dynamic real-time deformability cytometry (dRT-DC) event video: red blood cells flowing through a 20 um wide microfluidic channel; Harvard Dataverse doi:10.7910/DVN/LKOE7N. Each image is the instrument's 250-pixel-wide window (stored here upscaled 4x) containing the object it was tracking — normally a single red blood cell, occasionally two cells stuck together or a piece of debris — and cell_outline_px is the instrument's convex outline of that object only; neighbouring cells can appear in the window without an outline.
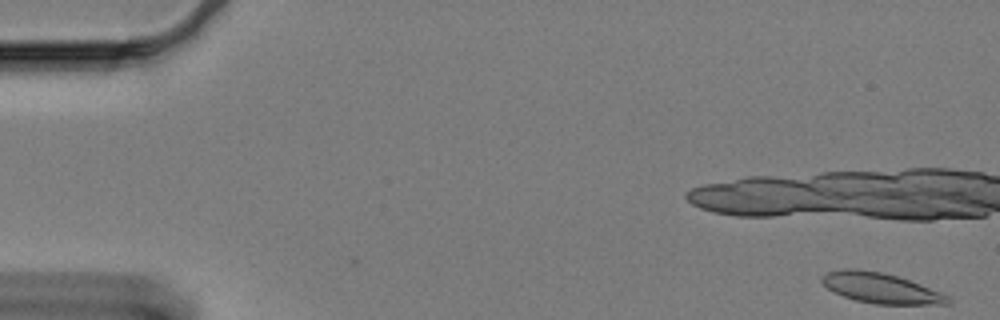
{"species": "Egyptian fruit bat (a non-hibernating species)", "species_latin": "Rousettus aegyptiacus", "temperature_condition": "cold", "stored_images_in_passage": 14, "camera_frame_rate_fps": 3000, "um_per_image_px": 0.085, "animal": {"sex": "female"}, "frame": {"image": 1, "passage_image": 1, "time_ms": 0.0, "image_size_px": [1000, 320], "cell_outline_px": [[952, 300], [948, 304], [876, 304], [856, 300], [832, 292], [820, 280], [820, 276], [828, 272], [844, 268], [852, 268], [880, 272], [896, 276], [920, 284], [940, 292], [948, 296]], "centroid_in_image_um": [74.83, 24.48], "position_along_channel_um": 10.2, "area_um2": 22.02}}